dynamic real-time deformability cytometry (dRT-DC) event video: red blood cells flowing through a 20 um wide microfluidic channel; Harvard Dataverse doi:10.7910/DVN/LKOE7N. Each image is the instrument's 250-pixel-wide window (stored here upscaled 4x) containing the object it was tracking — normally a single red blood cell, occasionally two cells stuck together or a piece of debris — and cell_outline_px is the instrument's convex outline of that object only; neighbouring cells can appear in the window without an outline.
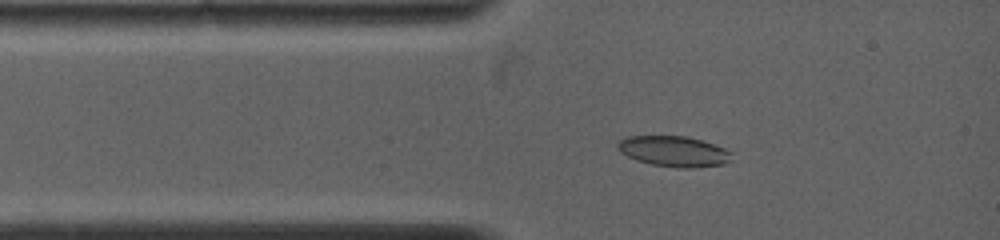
{"species": "common noctule bat (a hibernating species)", "species_latin": "Nyctalus noctula", "temperature_condition": "warm", "stored_images_in_passage": 29, "camera_frame_rate_fps": 5000, "um_per_image_px": 0.085, "animal": {"sex": "female", "body_mass_g": 19.0, "forearm_length_mm": 53.3}, "frame": {"image": 1, "passage_image": 4, "time_ms": 1.4, "image_size_px": [1000, 240], "cell_outline_px": [[732, 152], [728, 160], [724, 164], [696, 168], [680, 168], [652, 164], [636, 160], [620, 152], [616, 148], [616, 144], [620, 140], [628, 136], [688, 136], [724, 148]], "centroid_in_image_um": [57.24, 12.86], "position_along_channel_um": 27.8, "area_um2": 20.23}}
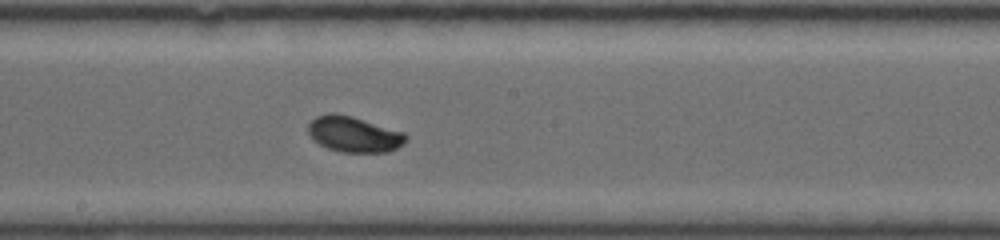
{"frame": {"image": 2, "passage_image": 15, "time_ms": 6.4, "image_size_px": [1000, 240], "cell_outline_px": [[408, 136], [404, 144], [388, 152], [340, 152], [328, 148], [320, 144], [308, 132], [308, 124], [316, 116], [328, 112], [336, 112], [352, 116], [404, 132]], "centroid_in_image_um": [30.09, 11.4], "position_along_channel_um": 218.1, "area_um2": 20.35}}
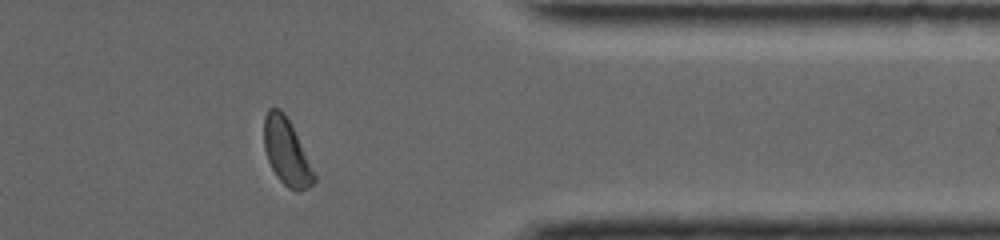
{"frame": {"image": 3, "passage_image": 26, "time_ms": 11.0, "image_size_px": [1000, 240], "cell_outline_px": [[316, 180], [308, 188], [288, 188], [276, 176], [268, 160], [264, 148], [264, 116], [268, 108], [280, 108], [284, 112], [316, 172]], "centroid_in_image_um": [24.35, 12.89], "position_along_channel_um": 387.0, "area_um2": 19.13}, "authors_computed_cell_mechanics": {"area_um2": 19.7098, "velocity_mm_per_s": 3.9701, "shape_relaxation_time_tau1_ms": 3.7228, "shape_relaxation_time_tau2_ms": null, "deformation_change_tau1": 0.1229, "deformation_change_tau2": null}}